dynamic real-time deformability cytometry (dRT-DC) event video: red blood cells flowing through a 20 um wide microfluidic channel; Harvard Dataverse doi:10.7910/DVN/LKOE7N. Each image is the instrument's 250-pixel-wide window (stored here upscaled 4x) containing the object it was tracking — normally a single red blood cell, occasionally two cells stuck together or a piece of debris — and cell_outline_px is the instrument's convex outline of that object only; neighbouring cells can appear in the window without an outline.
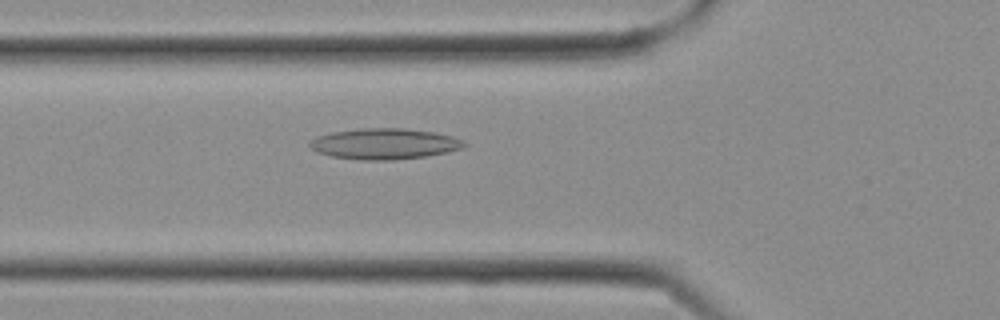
{"species": "Egyptian fruit bat (a non-hibernating species)", "species_latin": "Rousettus aegyptiacus", "temperature_condition": "cold", "stored_images_in_passage": 11, "camera_frame_rate_fps": 3000, "um_per_image_px": 0.085, "frame": {"image": 1, "passage_image": 4, "time_ms": 1.0, "image_size_px": [1000, 320], "cell_outline_px": [[468, 144], [464, 148], [448, 152], [428, 156], [392, 160], [360, 160], [332, 156], [320, 152], [312, 148], [308, 144], [308, 140], [316, 136], [332, 132], [360, 128], [404, 128], [432, 132], [452, 136], [464, 140]], "centroid_in_image_um": [32.7, 12.22], "position_along_channel_um": 93.1, "area_um2": 27.92}}
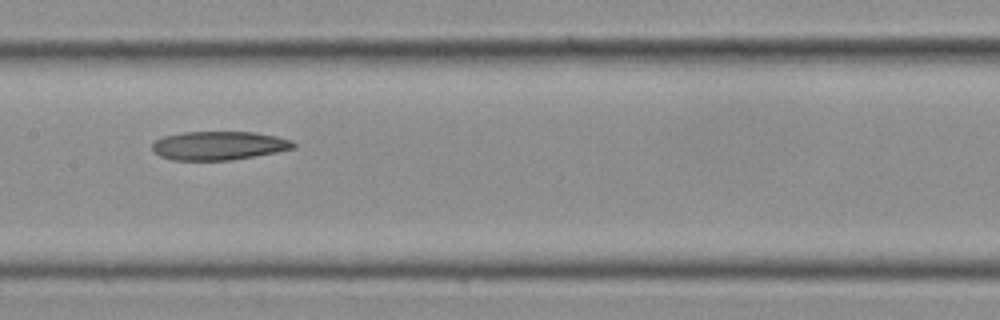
{"frame": {"image": 2, "passage_image": 8, "time_ms": 2.333, "image_size_px": [1000, 320], "cell_outline_px": [[296, 148], [276, 152], [232, 160], [172, 160], [160, 156], [152, 148], [152, 144], [156, 140], [164, 136], [184, 132], [256, 132], [276, 136], [292, 140], [296, 144]], "centroid_in_image_um": [18.63, 12.37], "position_along_channel_um": 188.8, "area_um2": 23.58}}
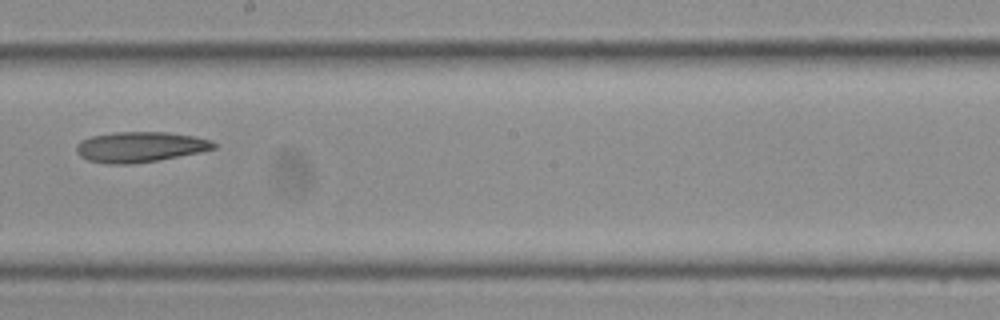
{"frame": {"image": 3, "passage_image": 10, "time_ms": 3.0, "image_size_px": [1000, 320], "cell_outline_px": [[216, 148], [200, 152], [160, 160], [132, 164], [108, 164], [88, 160], [80, 156], [76, 152], [76, 144], [80, 140], [92, 136], [116, 132], [168, 132], [192, 136], [212, 140], [216, 144]], "centroid_in_image_um": [11.89, 12.49], "position_along_channel_um": 236.3, "area_um2": 24.45}}